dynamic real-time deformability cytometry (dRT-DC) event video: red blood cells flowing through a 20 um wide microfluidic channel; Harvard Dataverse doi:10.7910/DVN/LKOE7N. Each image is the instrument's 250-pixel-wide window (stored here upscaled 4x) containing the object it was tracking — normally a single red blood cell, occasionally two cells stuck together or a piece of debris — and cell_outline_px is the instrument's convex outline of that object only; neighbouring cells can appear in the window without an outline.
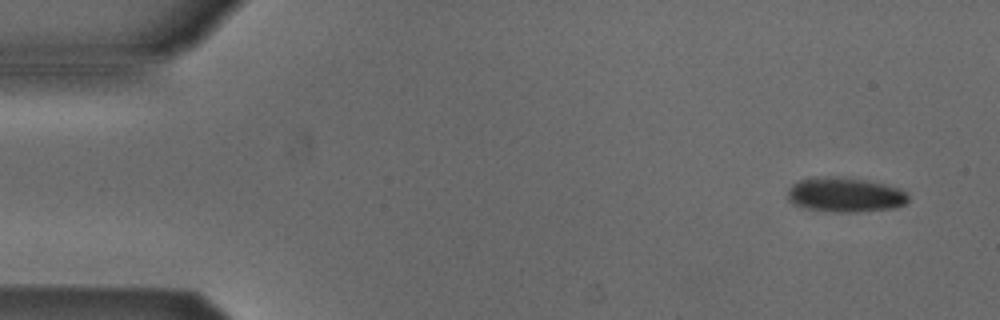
{"species": "Egyptian fruit bat (a non-hibernating species)", "species_latin": "Rousettus aegyptiacus", "temperature_condition": "cold", "stored_images_in_passage": 5, "camera_frame_rate_fps": 3000, "um_per_image_px": 0.085, "animal": {"sex": "male"}, "frame": {"image": 1, "passage_image": 1, "time_ms": 0.0, "image_size_px": [1000, 320], "cell_outline_px": [[908, 200], [904, 204], [896, 208], [856, 212], [836, 212], [808, 208], [796, 204], [788, 200], [788, 188], [792, 184], [800, 180], [860, 180], [880, 184], [896, 188], [904, 192], [908, 196]], "centroid_in_image_um": [71.86, 16.63], "position_along_channel_um": 13.1, "area_um2": 22.77}}